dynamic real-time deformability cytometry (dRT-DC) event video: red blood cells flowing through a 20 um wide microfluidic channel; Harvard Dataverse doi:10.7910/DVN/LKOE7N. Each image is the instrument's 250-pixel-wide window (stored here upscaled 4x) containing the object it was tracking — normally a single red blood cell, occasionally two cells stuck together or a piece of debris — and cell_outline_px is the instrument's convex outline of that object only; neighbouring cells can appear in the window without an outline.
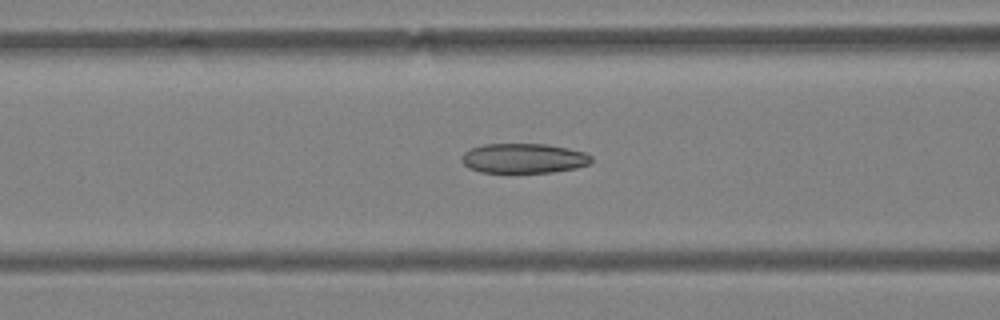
{"species": "Egyptian fruit bat (a non-hibernating species)", "species_latin": "Rousettus aegyptiacus", "temperature_condition": "warm", "stored_images_in_passage": 50, "camera_frame_rate_fps": 3000, "um_per_image_px": 0.085, "animal": {"sex": "female"}, "frame": {"image": 1, "passage_image": 19, "time_ms": 6.0, "image_size_px": [1000, 320], "cell_outline_px": [[592, 160], [588, 164], [576, 168], [552, 172], [480, 172], [468, 168], [460, 160], [464, 152], [472, 148], [484, 144], [544, 144], [568, 148], [584, 152], [592, 156]], "centroid_in_image_um": [44.5, 13.45], "position_along_channel_um": 122.1, "area_um2": 22.43}}
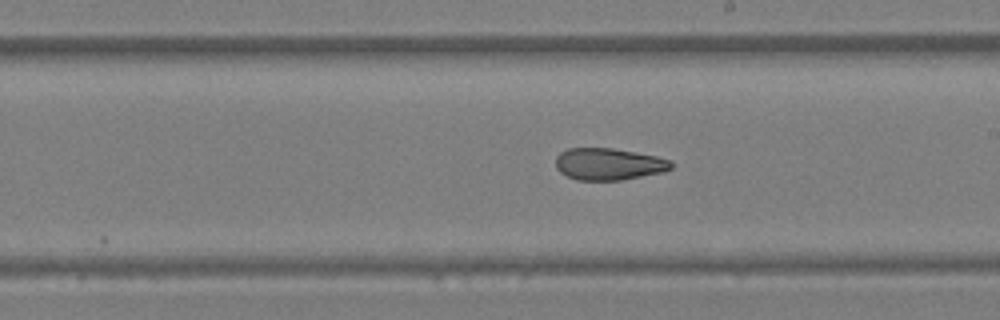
{"frame": {"image": 2, "passage_image": 28, "time_ms": 9.0, "image_size_px": [1000, 320], "cell_outline_px": [[672, 168], [664, 172], [620, 180], [576, 180], [560, 172], [556, 168], [556, 156], [560, 152], [568, 148], [612, 148], [636, 152], [656, 156], [672, 160]], "centroid_in_image_um": [51.74, 13.94], "position_along_channel_um": 237.3, "area_um2": 21.56}}
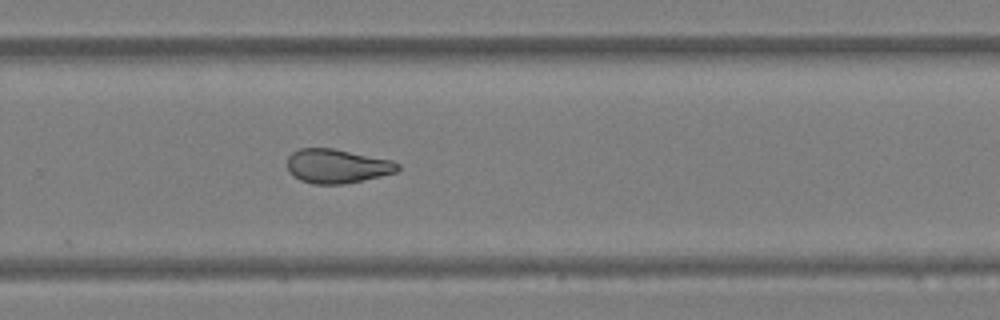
{"frame": {"image": 3, "passage_image": 33, "time_ms": 10.667, "image_size_px": [1000, 320], "cell_outline_px": [[400, 168], [396, 172], [364, 180], [344, 184], [312, 184], [300, 180], [292, 176], [288, 172], [288, 156], [292, 152], [300, 148], [332, 148], [392, 160], [400, 164]], "centroid_in_image_um": [28.63, 14.12], "position_along_channel_um": 301.2, "area_um2": 22.08}, "authors_computed_cell_mechanics": {"area_um2": 24.2471, "velocity_mm_per_s": 3.849, "shape_relaxation_time_tau1_ms": null, "shape_relaxation_time_tau2_ms": 3.5024, "deformation_change_tau1": null, "deformation_change_tau2": 0.1016}}